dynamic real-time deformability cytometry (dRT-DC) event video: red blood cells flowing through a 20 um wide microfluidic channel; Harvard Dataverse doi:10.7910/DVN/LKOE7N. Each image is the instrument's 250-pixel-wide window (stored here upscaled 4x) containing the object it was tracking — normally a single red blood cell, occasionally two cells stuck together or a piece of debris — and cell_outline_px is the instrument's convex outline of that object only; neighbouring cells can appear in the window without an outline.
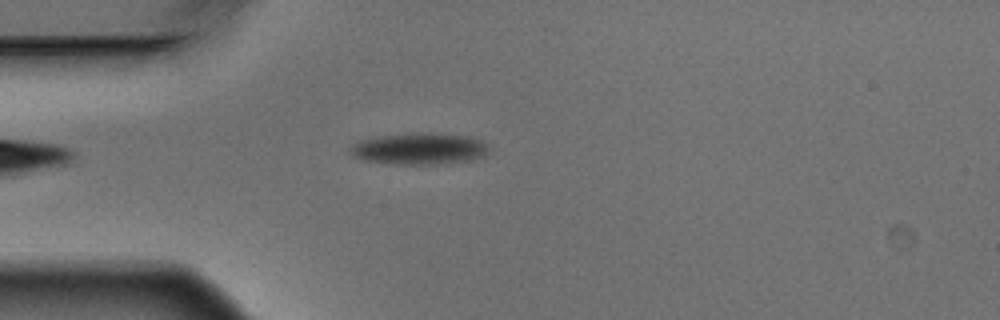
{"species": "Egyptian fruit bat (a non-hibernating species)", "species_latin": "Rousettus aegyptiacus", "temperature_condition": "warm", "stored_images_in_passage": 5, "camera_frame_rate_fps": 3000, "um_per_image_px": 0.085, "animal": {"sex": "male"}, "frame": {"image": 1, "passage_image": 4, "time_ms": 1.0, "image_size_px": [1000, 320], "cell_outline_px": [[488, 152], [484, 156], [472, 160], [444, 164], [392, 164], [360, 160], [352, 156], [348, 152], [348, 148], [352, 144], [360, 140], [380, 136], [468, 136], [480, 140], [488, 144]], "centroid_in_image_um": [35.59, 12.72], "position_along_channel_um": 49.4, "area_um2": 24.57}}